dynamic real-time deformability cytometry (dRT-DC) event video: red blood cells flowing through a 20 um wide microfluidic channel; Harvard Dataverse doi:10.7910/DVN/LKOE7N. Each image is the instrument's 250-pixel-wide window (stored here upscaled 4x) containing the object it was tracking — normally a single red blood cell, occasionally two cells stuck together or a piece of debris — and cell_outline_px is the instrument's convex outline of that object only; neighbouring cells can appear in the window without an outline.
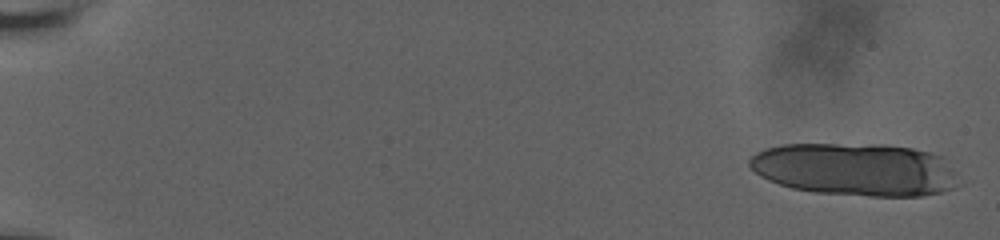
{"species": "human", "species_latin": "Homo sapiens", "temperature_condition": "room temperature", "stored_images_in_passage": 19, "segment_of_instrument_passage": [1, 2], "camera_frame_rate_fps": 3000, "um_per_image_px": 0.085, "donor": {"sex": "male"}, "frame": {"image": 1, "passage_image": 1, "time_ms": 0.0, "image_size_px": [1000, 240], "cell_outline_px": [[964, 184], [944, 192], [920, 196], [868, 196], [816, 192], [792, 188], [768, 180], [760, 176], [748, 164], [748, 160], [756, 152], [764, 148], [784, 144], [884, 144], [912, 148], [928, 152], [940, 156], [952, 168]], "centroid_in_image_um": [72.75, 14.4], "position_along_channel_um": 12.3, "area_um2": 64.85}}